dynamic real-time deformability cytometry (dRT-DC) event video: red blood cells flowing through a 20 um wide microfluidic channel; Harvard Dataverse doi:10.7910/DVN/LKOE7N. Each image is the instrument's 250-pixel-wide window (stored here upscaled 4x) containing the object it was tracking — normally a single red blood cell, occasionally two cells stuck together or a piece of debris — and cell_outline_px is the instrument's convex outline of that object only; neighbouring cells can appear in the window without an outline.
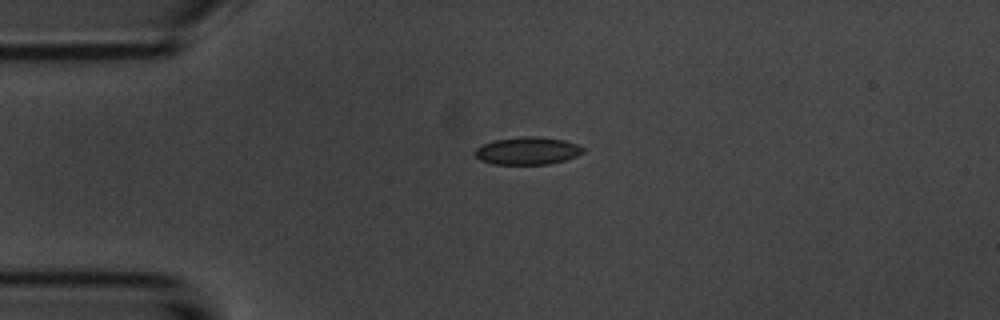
{"species": "common noctule bat (a hibernating species)", "species_latin": "Nyctalus noctula", "temperature_condition": "room temperature", "stored_images_in_passage": 2, "camera_frame_rate_fps": 3000, "um_per_image_px": 0.085, "animal": {"sex": "male", "body_mass_g": 20.1, "forearm_length_mm": 53.5}, "frame": {"image": 1, "passage_image": 1, "time_ms": 0.0, "image_size_px": [1000, 320], "cell_outline_px": [[584, 152], [576, 156], [564, 160], [548, 164], [492, 164], [480, 160], [476, 156], [476, 148], [484, 144], [496, 140], [524, 136], [536, 136], [564, 140], [576, 144], [584, 148]], "centroid_in_image_um": [44.85, 12.82], "position_along_channel_um": 40.1, "area_um2": 17.17}}